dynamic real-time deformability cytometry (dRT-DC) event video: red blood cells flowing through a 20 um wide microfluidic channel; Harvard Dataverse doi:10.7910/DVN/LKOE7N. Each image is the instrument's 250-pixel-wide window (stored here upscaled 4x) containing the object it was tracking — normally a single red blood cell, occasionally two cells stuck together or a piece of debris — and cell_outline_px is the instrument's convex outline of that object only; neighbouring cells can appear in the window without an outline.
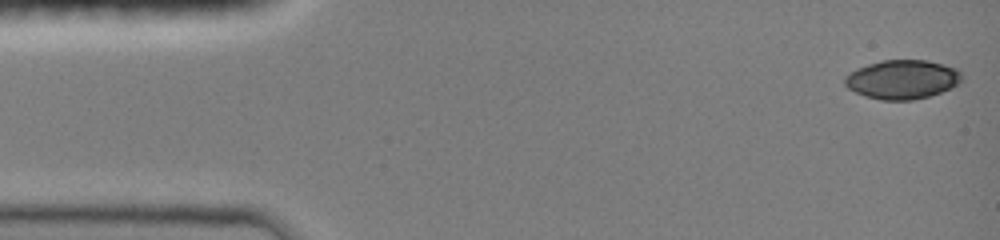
{"species": "common noctule bat (a hibernating species)", "species_latin": "Nyctalus noctula", "temperature_condition": "room temperature", "stored_images_in_passage": 47, "camera_frame_rate_fps": 3000, "um_per_image_px": 0.085, "animal": {"sex": "female", "body_mass_g": 19.0, "forearm_length_mm": 51.5}, "frame": {"image": 1, "passage_image": 1, "time_ms": 0.0, "image_size_px": [1000, 240], "cell_outline_px": [[964, 76], [952, 88], [928, 96], [912, 100], [880, 100], [864, 96], [848, 88], [844, 84], [844, 76], [848, 72], [856, 68], [868, 64], [884, 60], [924, 60], [944, 64], [960, 68]], "centroid_in_image_um": [76.69, 6.74], "position_along_channel_um": 8.3, "area_um2": 26.88}}
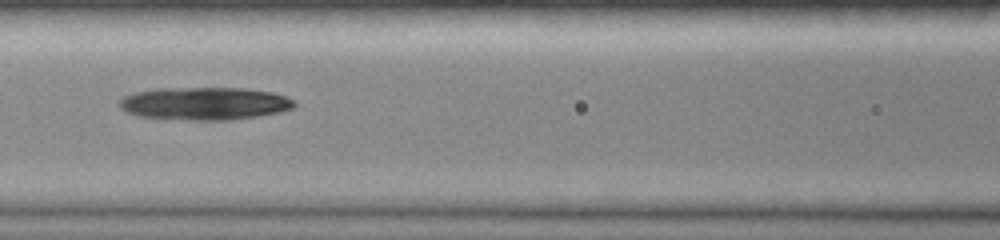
{"frame": {"image": 2, "passage_image": 20, "time_ms": 6.333, "image_size_px": [1000, 240], "cell_outline_px": [[296, 104], [292, 108], [280, 112], [256, 116], [228, 120], [164, 120], [136, 116], [120, 108], [120, 100], [124, 96], [136, 92], [156, 88], [244, 88], [272, 92], [296, 100]], "centroid_in_image_um": [17.36, 8.81], "position_along_channel_um": 149.2, "area_um2": 33.76}}
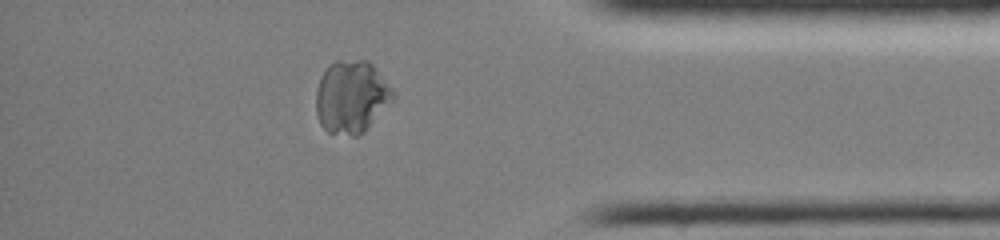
{"frame": {"image": 3, "passage_image": 40, "time_ms": 13.0, "image_size_px": [1000, 240], "cell_outline_px": [[396, 96], [364, 132], [356, 136], [352, 136], [328, 132], [320, 124], [316, 112], [316, 88], [320, 76], [336, 60], [368, 60], [376, 68], [392, 88]], "centroid_in_image_um": [29.87, 8.23], "position_along_channel_um": 405.3, "area_um2": 32.6}}